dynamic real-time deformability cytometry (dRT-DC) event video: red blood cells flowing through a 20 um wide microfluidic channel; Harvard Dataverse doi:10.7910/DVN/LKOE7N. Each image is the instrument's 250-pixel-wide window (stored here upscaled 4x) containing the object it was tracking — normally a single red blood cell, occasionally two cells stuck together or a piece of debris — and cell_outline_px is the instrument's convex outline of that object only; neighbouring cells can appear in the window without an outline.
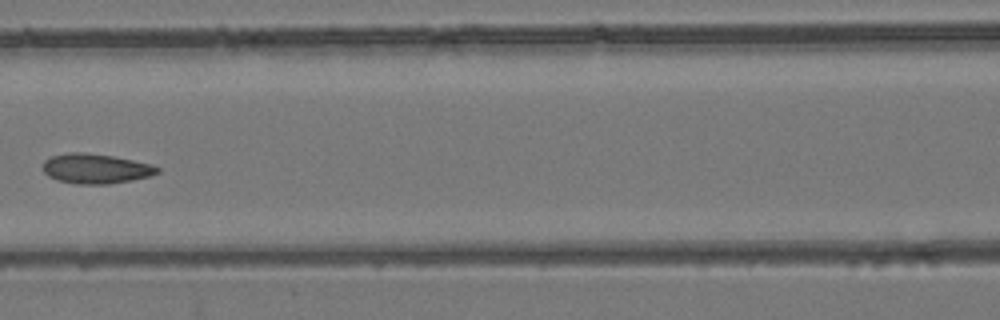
{"species": "common noctule bat (a hibernating species)", "species_latin": "Nyctalus noctula", "temperature_condition": "room temperature", "stored_images_in_passage": 4, "camera_frame_rate_fps": 3000, "um_per_image_px": 0.085, "animal": {"sex": "female", "body_mass_g": 24.6, "forearm_length_mm": 56.2}, "frame": {"image": 1, "passage_image": 3, "time_ms": 2.333, "image_size_px": [1000, 320], "cell_outline_px": [[160, 172], [148, 176], [132, 180], [108, 184], [76, 184], [56, 180], [48, 176], [44, 172], [44, 160], [52, 156], [68, 152], [84, 152], [112, 156], [152, 164], [160, 168]], "centroid_in_image_um": [8.13, 14.33], "position_along_channel_um": 158.5, "area_um2": 19.88}}
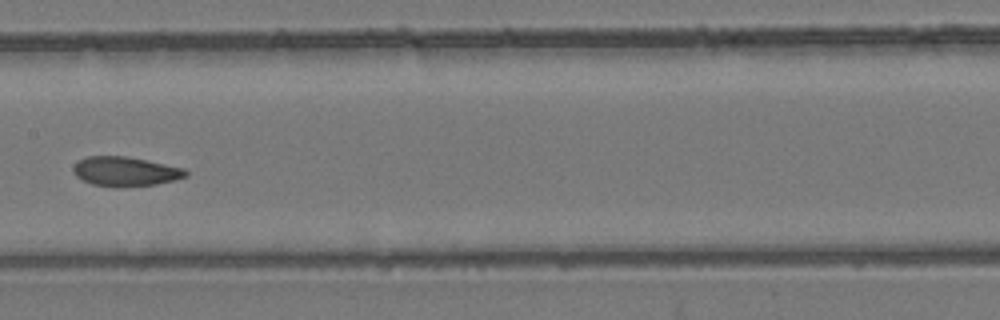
{"frame": {"image": 2, "passage_image": 4, "time_ms": 3.333, "image_size_px": [1000, 320], "cell_outline_px": [[188, 176], [156, 184], [116, 188], [92, 184], [80, 180], [76, 176], [72, 168], [80, 160], [88, 156], [124, 156], [184, 168], [188, 172]], "centroid_in_image_um": [10.63, 14.59], "position_along_channel_um": 196.8, "area_um2": 19.19}}